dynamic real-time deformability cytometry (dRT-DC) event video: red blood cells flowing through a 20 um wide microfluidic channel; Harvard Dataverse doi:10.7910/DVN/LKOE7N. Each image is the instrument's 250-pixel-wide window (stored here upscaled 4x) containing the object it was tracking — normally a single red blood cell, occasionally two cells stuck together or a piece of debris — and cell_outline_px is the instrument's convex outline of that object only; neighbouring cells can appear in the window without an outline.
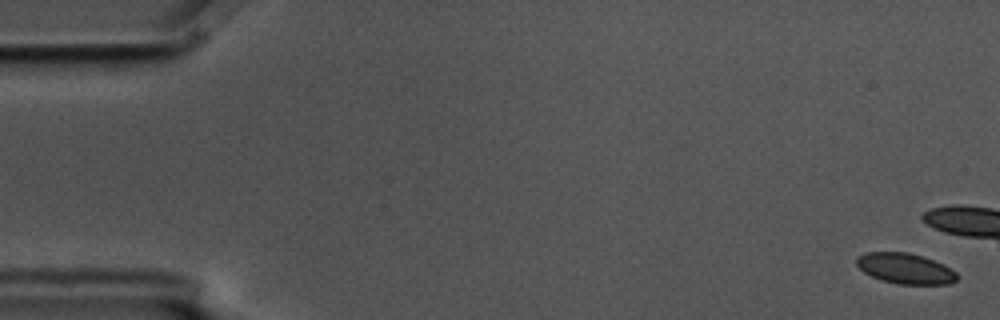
{"species": "common noctule bat (a hibernating species)", "species_latin": "Nyctalus noctula", "temperature_condition": "cold", "stored_images_in_passage": 6, "camera_frame_rate_fps": 3000, "um_per_image_px": 0.085, "animal": {"sex": "male", "body_mass_g": 17.5, "forearm_length_mm": 52.3}, "frame": {"image": 1, "passage_image": 1, "time_ms": 0.0, "image_size_px": [1000, 320], "cell_outline_px": [[956, 280], [948, 284], [900, 284], [884, 280], [872, 276], [864, 272], [856, 264], [856, 256], [868, 252], [908, 252], [944, 264], [956, 272]], "centroid_in_image_um": [76.93, 22.81], "position_along_channel_um": 8.1, "area_um2": 17.63}}